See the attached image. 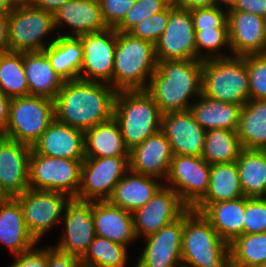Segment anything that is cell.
Instances as JSON below:
<instances>
[{
  "instance_id": "obj_48",
  "label": "cell",
  "mask_w": 266,
  "mask_h": 267,
  "mask_svg": "<svg viewBox=\"0 0 266 267\" xmlns=\"http://www.w3.org/2000/svg\"><path fill=\"white\" fill-rule=\"evenodd\" d=\"M228 11L249 12L266 19V0H236Z\"/></svg>"
},
{
  "instance_id": "obj_24",
  "label": "cell",
  "mask_w": 266,
  "mask_h": 267,
  "mask_svg": "<svg viewBox=\"0 0 266 267\" xmlns=\"http://www.w3.org/2000/svg\"><path fill=\"white\" fill-rule=\"evenodd\" d=\"M96 235L126 247L137 241L134 231L133 215L108 200L92 201Z\"/></svg>"
},
{
  "instance_id": "obj_21",
  "label": "cell",
  "mask_w": 266,
  "mask_h": 267,
  "mask_svg": "<svg viewBox=\"0 0 266 267\" xmlns=\"http://www.w3.org/2000/svg\"><path fill=\"white\" fill-rule=\"evenodd\" d=\"M173 156L169 140L160 130L129 150V169L163 182L167 178Z\"/></svg>"
},
{
  "instance_id": "obj_39",
  "label": "cell",
  "mask_w": 266,
  "mask_h": 267,
  "mask_svg": "<svg viewBox=\"0 0 266 267\" xmlns=\"http://www.w3.org/2000/svg\"><path fill=\"white\" fill-rule=\"evenodd\" d=\"M197 60L227 57L222 50L231 52L228 28L202 29L195 31Z\"/></svg>"
},
{
  "instance_id": "obj_40",
  "label": "cell",
  "mask_w": 266,
  "mask_h": 267,
  "mask_svg": "<svg viewBox=\"0 0 266 267\" xmlns=\"http://www.w3.org/2000/svg\"><path fill=\"white\" fill-rule=\"evenodd\" d=\"M171 3L172 0H136L133 7L114 29L117 32H129L136 24L164 11Z\"/></svg>"
},
{
  "instance_id": "obj_55",
  "label": "cell",
  "mask_w": 266,
  "mask_h": 267,
  "mask_svg": "<svg viewBox=\"0 0 266 267\" xmlns=\"http://www.w3.org/2000/svg\"><path fill=\"white\" fill-rule=\"evenodd\" d=\"M19 4H29L32 0H16Z\"/></svg>"
},
{
  "instance_id": "obj_12",
  "label": "cell",
  "mask_w": 266,
  "mask_h": 267,
  "mask_svg": "<svg viewBox=\"0 0 266 267\" xmlns=\"http://www.w3.org/2000/svg\"><path fill=\"white\" fill-rule=\"evenodd\" d=\"M210 167L201 156L174 155L164 185L173 189L180 200L192 208L208 190Z\"/></svg>"
},
{
  "instance_id": "obj_11",
  "label": "cell",
  "mask_w": 266,
  "mask_h": 267,
  "mask_svg": "<svg viewBox=\"0 0 266 267\" xmlns=\"http://www.w3.org/2000/svg\"><path fill=\"white\" fill-rule=\"evenodd\" d=\"M128 170L129 156L85 158L81 165L80 188L76 199L108 200Z\"/></svg>"
},
{
  "instance_id": "obj_18",
  "label": "cell",
  "mask_w": 266,
  "mask_h": 267,
  "mask_svg": "<svg viewBox=\"0 0 266 267\" xmlns=\"http://www.w3.org/2000/svg\"><path fill=\"white\" fill-rule=\"evenodd\" d=\"M32 147L0 135V192L16 197L29 188Z\"/></svg>"
},
{
  "instance_id": "obj_42",
  "label": "cell",
  "mask_w": 266,
  "mask_h": 267,
  "mask_svg": "<svg viewBox=\"0 0 266 267\" xmlns=\"http://www.w3.org/2000/svg\"><path fill=\"white\" fill-rule=\"evenodd\" d=\"M169 19V6L162 12L147 17L136 24L128 33L132 36L149 41L154 45L165 31Z\"/></svg>"
},
{
  "instance_id": "obj_44",
  "label": "cell",
  "mask_w": 266,
  "mask_h": 267,
  "mask_svg": "<svg viewBox=\"0 0 266 267\" xmlns=\"http://www.w3.org/2000/svg\"><path fill=\"white\" fill-rule=\"evenodd\" d=\"M191 10L195 31L228 28V10L219 6L196 7Z\"/></svg>"
},
{
  "instance_id": "obj_51",
  "label": "cell",
  "mask_w": 266,
  "mask_h": 267,
  "mask_svg": "<svg viewBox=\"0 0 266 267\" xmlns=\"http://www.w3.org/2000/svg\"><path fill=\"white\" fill-rule=\"evenodd\" d=\"M11 99L0 90V135L5 131L9 119Z\"/></svg>"
},
{
  "instance_id": "obj_49",
  "label": "cell",
  "mask_w": 266,
  "mask_h": 267,
  "mask_svg": "<svg viewBox=\"0 0 266 267\" xmlns=\"http://www.w3.org/2000/svg\"><path fill=\"white\" fill-rule=\"evenodd\" d=\"M172 4L181 9L217 6V0H172Z\"/></svg>"
},
{
  "instance_id": "obj_36",
  "label": "cell",
  "mask_w": 266,
  "mask_h": 267,
  "mask_svg": "<svg viewBox=\"0 0 266 267\" xmlns=\"http://www.w3.org/2000/svg\"><path fill=\"white\" fill-rule=\"evenodd\" d=\"M0 90L10 99L29 95L23 52L7 51L0 54Z\"/></svg>"
},
{
  "instance_id": "obj_6",
  "label": "cell",
  "mask_w": 266,
  "mask_h": 267,
  "mask_svg": "<svg viewBox=\"0 0 266 267\" xmlns=\"http://www.w3.org/2000/svg\"><path fill=\"white\" fill-rule=\"evenodd\" d=\"M202 95L243 106L250 96L246 56L202 60Z\"/></svg>"
},
{
  "instance_id": "obj_17",
  "label": "cell",
  "mask_w": 266,
  "mask_h": 267,
  "mask_svg": "<svg viewBox=\"0 0 266 267\" xmlns=\"http://www.w3.org/2000/svg\"><path fill=\"white\" fill-rule=\"evenodd\" d=\"M187 209L178 194L163 185L143 207L132 213L136 237L140 239L158 232Z\"/></svg>"
},
{
  "instance_id": "obj_34",
  "label": "cell",
  "mask_w": 266,
  "mask_h": 267,
  "mask_svg": "<svg viewBox=\"0 0 266 267\" xmlns=\"http://www.w3.org/2000/svg\"><path fill=\"white\" fill-rule=\"evenodd\" d=\"M244 197L236 162L216 163L210 167L206 194L196 204H212Z\"/></svg>"
},
{
  "instance_id": "obj_15",
  "label": "cell",
  "mask_w": 266,
  "mask_h": 267,
  "mask_svg": "<svg viewBox=\"0 0 266 267\" xmlns=\"http://www.w3.org/2000/svg\"><path fill=\"white\" fill-rule=\"evenodd\" d=\"M83 46V64L79 79L110 84L113 87L114 52L117 31H104L79 36Z\"/></svg>"
},
{
  "instance_id": "obj_30",
  "label": "cell",
  "mask_w": 266,
  "mask_h": 267,
  "mask_svg": "<svg viewBox=\"0 0 266 267\" xmlns=\"http://www.w3.org/2000/svg\"><path fill=\"white\" fill-rule=\"evenodd\" d=\"M85 158L129 156L119 123L114 117L84 131Z\"/></svg>"
},
{
  "instance_id": "obj_46",
  "label": "cell",
  "mask_w": 266,
  "mask_h": 267,
  "mask_svg": "<svg viewBox=\"0 0 266 267\" xmlns=\"http://www.w3.org/2000/svg\"><path fill=\"white\" fill-rule=\"evenodd\" d=\"M14 255V261L8 267H47L48 263V246L36 247Z\"/></svg>"
},
{
  "instance_id": "obj_13",
  "label": "cell",
  "mask_w": 266,
  "mask_h": 267,
  "mask_svg": "<svg viewBox=\"0 0 266 267\" xmlns=\"http://www.w3.org/2000/svg\"><path fill=\"white\" fill-rule=\"evenodd\" d=\"M61 224L63 232L54 247L81 259L96 236L92 201L70 198L65 205Z\"/></svg>"
},
{
  "instance_id": "obj_25",
  "label": "cell",
  "mask_w": 266,
  "mask_h": 267,
  "mask_svg": "<svg viewBox=\"0 0 266 267\" xmlns=\"http://www.w3.org/2000/svg\"><path fill=\"white\" fill-rule=\"evenodd\" d=\"M192 209L200 212L228 244L243 235L245 196L212 204H195Z\"/></svg>"
},
{
  "instance_id": "obj_56",
  "label": "cell",
  "mask_w": 266,
  "mask_h": 267,
  "mask_svg": "<svg viewBox=\"0 0 266 267\" xmlns=\"http://www.w3.org/2000/svg\"><path fill=\"white\" fill-rule=\"evenodd\" d=\"M255 267H266V263L257 265V266H255Z\"/></svg>"
},
{
  "instance_id": "obj_19",
  "label": "cell",
  "mask_w": 266,
  "mask_h": 267,
  "mask_svg": "<svg viewBox=\"0 0 266 267\" xmlns=\"http://www.w3.org/2000/svg\"><path fill=\"white\" fill-rule=\"evenodd\" d=\"M161 131L174 155L201 156L206 130L196 122L190 110L162 114Z\"/></svg>"
},
{
  "instance_id": "obj_28",
  "label": "cell",
  "mask_w": 266,
  "mask_h": 267,
  "mask_svg": "<svg viewBox=\"0 0 266 267\" xmlns=\"http://www.w3.org/2000/svg\"><path fill=\"white\" fill-rule=\"evenodd\" d=\"M23 68L29 95L56 98L65 80L52 68L44 51L23 52Z\"/></svg>"
},
{
  "instance_id": "obj_22",
  "label": "cell",
  "mask_w": 266,
  "mask_h": 267,
  "mask_svg": "<svg viewBox=\"0 0 266 267\" xmlns=\"http://www.w3.org/2000/svg\"><path fill=\"white\" fill-rule=\"evenodd\" d=\"M53 16L56 31L64 24L70 28L71 33H62L61 36L79 37L109 28L104 21L99 0H70Z\"/></svg>"
},
{
  "instance_id": "obj_9",
  "label": "cell",
  "mask_w": 266,
  "mask_h": 267,
  "mask_svg": "<svg viewBox=\"0 0 266 267\" xmlns=\"http://www.w3.org/2000/svg\"><path fill=\"white\" fill-rule=\"evenodd\" d=\"M82 162L40 155L32 149L29 158V188L58 191L76 198L80 188Z\"/></svg>"
},
{
  "instance_id": "obj_23",
  "label": "cell",
  "mask_w": 266,
  "mask_h": 267,
  "mask_svg": "<svg viewBox=\"0 0 266 267\" xmlns=\"http://www.w3.org/2000/svg\"><path fill=\"white\" fill-rule=\"evenodd\" d=\"M32 149L44 156L84 160V131L54 120L32 145Z\"/></svg>"
},
{
  "instance_id": "obj_41",
  "label": "cell",
  "mask_w": 266,
  "mask_h": 267,
  "mask_svg": "<svg viewBox=\"0 0 266 267\" xmlns=\"http://www.w3.org/2000/svg\"><path fill=\"white\" fill-rule=\"evenodd\" d=\"M251 100L266 99V53L246 55Z\"/></svg>"
},
{
  "instance_id": "obj_54",
  "label": "cell",
  "mask_w": 266,
  "mask_h": 267,
  "mask_svg": "<svg viewBox=\"0 0 266 267\" xmlns=\"http://www.w3.org/2000/svg\"><path fill=\"white\" fill-rule=\"evenodd\" d=\"M235 2L236 0H217V6L228 10L234 5Z\"/></svg>"
},
{
  "instance_id": "obj_50",
  "label": "cell",
  "mask_w": 266,
  "mask_h": 267,
  "mask_svg": "<svg viewBox=\"0 0 266 267\" xmlns=\"http://www.w3.org/2000/svg\"><path fill=\"white\" fill-rule=\"evenodd\" d=\"M70 0H32L30 3L35 8L54 14L60 7Z\"/></svg>"
},
{
  "instance_id": "obj_3",
  "label": "cell",
  "mask_w": 266,
  "mask_h": 267,
  "mask_svg": "<svg viewBox=\"0 0 266 267\" xmlns=\"http://www.w3.org/2000/svg\"><path fill=\"white\" fill-rule=\"evenodd\" d=\"M182 267H231L229 244L192 208L184 212Z\"/></svg>"
},
{
  "instance_id": "obj_32",
  "label": "cell",
  "mask_w": 266,
  "mask_h": 267,
  "mask_svg": "<svg viewBox=\"0 0 266 267\" xmlns=\"http://www.w3.org/2000/svg\"><path fill=\"white\" fill-rule=\"evenodd\" d=\"M237 135L243 149L266 150V99H249L241 107Z\"/></svg>"
},
{
  "instance_id": "obj_52",
  "label": "cell",
  "mask_w": 266,
  "mask_h": 267,
  "mask_svg": "<svg viewBox=\"0 0 266 267\" xmlns=\"http://www.w3.org/2000/svg\"><path fill=\"white\" fill-rule=\"evenodd\" d=\"M9 51L8 15L0 13V54Z\"/></svg>"
},
{
  "instance_id": "obj_53",
  "label": "cell",
  "mask_w": 266,
  "mask_h": 267,
  "mask_svg": "<svg viewBox=\"0 0 266 267\" xmlns=\"http://www.w3.org/2000/svg\"><path fill=\"white\" fill-rule=\"evenodd\" d=\"M16 0H0V13L10 14L17 6Z\"/></svg>"
},
{
  "instance_id": "obj_57",
  "label": "cell",
  "mask_w": 266,
  "mask_h": 267,
  "mask_svg": "<svg viewBox=\"0 0 266 267\" xmlns=\"http://www.w3.org/2000/svg\"><path fill=\"white\" fill-rule=\"evenodd\" d=\"M5 197L3 196V194L0 192V201H2Z\"/></svg>"
},
{
  "instance_id": "obj_35",
  "label": "cell",
  "mask_w": 266,
  "mask_h": 267,
  "mask_svg": "<svg viewBox=\"0 0 266 267\" xmlns=\"http://www.w3.org/2000/svg\"><path fill=\"white\" fill-rule=\"evenodd\" d=\"M243 147L237 131L227 129L206 130L201 157L210 165L236 162Z\"/></svg>"
},
{
  "instance_id": "obj_43",
  "label": "cell",
  "mask_w": 266,
  "mask_h": 267,
  "mask_svg": "<svg viewBox=\"0 0 266 267\" xmlns=\"http://www.w3.org/2000/svg\"><path fill=\"white\" fill-rule=\"evenodd\" d=\"M262 232H266V197L245 196L243 234Z\"/></svg>"
},
{
  "instance_id": "obj_5",
  "label": "cell",
  "mask_w": 266,
  "mask_h": 267,
  "mask_svg": "<svg viewBox=\"0 0 266 267\" xmlns=\"http://www.w3.org/2000/svg\"><path fill=\"white\" fill-rule=\"evenodd\" d=\"M113 117L129 150L161 130L162 113L145 90L117 91Z\"/></svg>"
},
{
  "instance_id": "obj_29",
  "label": "cell",
  "mask_w": 266,
  "mask_h": 267,
  "mask_svg": "<svg viewBox=\"0 0 266 267\" xmlns=\"http://www.w3.org/2000/svg\"><path fill=\"white\" fill-rule=\"evenodd\" d=\"M241 107V105L215 100L201 94L189 110L204 130L237 131Z\"/></svg>"
},
{
  "instance_id": "obj_4",
  "label": "cell",
  "mask_w": 266,
  "mask_h": 267,
  "mask_svg": "<svg viewBox=\"0 0 266 267\" xmlns=\"http://www.w3.org/2000/svg\"><path fill=\"white\" fill-rule=\"evenodd\" d=\"M156 67L153 43L128 32H117L113 66V88L116 91L145 90Z\"/></svg>"
},
{
  "instance_id": "obj_45",
  "label": "cell",
  "mask_w": 266,
  "mask_h": 267,
  "mask_svg": "<svg viewBox=\"0 0 266 267\" xmlns=\"http://www.w3.org/2000/svg\"><path fill=\"white\" fill-rule=\"evenodd\" d=\"M136 0H99L104 21L109 28H115L133 7Z\"/></svg>"
},
{
  "instance_id": "obj_10",
  "label": "cell",
  "mask_w": 266,
  "mask_h": 267,
  "mask_svg": "<svg viewBox=\"0 0 266 267\" xmlns=\"http://www.w3.org/2000/svg\"><path fill=\"white\" fill-rule=\"evenodd\" d=\"M20 204L27 229L39 242L53 227L61 224L67 194L58 191L28 188L14 197Z\"/></svg>"
},
{
  "instance_id": "obj_8",
  "label": "cell",
  "mask_w": 266,
  "mask_h": 267,
  "mask_svg": "<svg viewBox=\"0 0 266 267\" xmlns=\"http://www.w3.org/2000/svg\"><path fill=\"white\" fill-rule=\"evenodd\" d=\"M54 31L56 32L53 14L35 8L30 3L18 4L8 14L9 51H43L57 39V36H51ZM49 35L52 39L45 41V37L49 38Z\"/></svg>"
},
{
  "instance_id": "obj_20",
  "label": "cell",
  "mask_w": 266,
  "mask_h": 267,
  "mask_svg": "<svg viewBox=\"0 0 266 267\" xmlns=\"http://www.w3.org/2000/svg\"><path fill=\"white\" fill-rule=\"evenodd\" d=\"M231 53L234 56L266 53V19L249 12L228 11Z\"/></svg>"
},
{
  "instance_id": "obj_16",
  "label": "cell",
  "mask_w": 266,
  "mask_h": 267,
  "mask_svg": "<svg viewBox=\"0 0 266 267\" xmlns=\"http://www.w3.org/2000/svg\"><path fill=\"white\" fill-rule=\"evenodd\" d=\"M184 213L158 232L144 237L145 247L135 267H182Z\"/></svg>"
},
{
  "instance_id": "obj_47",
  "label": "cell",
  "mask_w": 266,
  "mask_h": 267,
  "mask_svg": "<svg viewBox=\"0 0 266 267\" xmlns=\"http://www.w3.org/2000/svg\"><path fill=\"white\" fill-rule=\"evenodd\" d=\"M81 259L64 253L57 248L48 246V263L47 267H82Z\"/></svg>"
},
{
  "instance_id": "obj_37",
  "label": "cell",
  "mask_w": 266,
  "mask_h": 267,
  "mask_svg": "<svg viewBox=\"0 0 266 267\" xmlns=\"http://www.w3.org/2000/svg\"><path fill=\"white\" fill-rule=\"evenodd\" d=\"M231 267H255L266 263V232L243 234L230 244Z\"/></svg>"
},
{
  "instance_id": "obj_26",
  "label": "cell",
  "mask_w": 266,
  "mask_h": 267,
  "mask_svg": "<svg viewBox=\"0 0 266 267\" xmlns=\"http://www.w3.org/2000/svg\"><path fill=\"white\" fill-rule=\"evenodd\" d=\"M160 179L128 170L114 187L108 201L133 213L143 207L164 185Z\"/></svg>"
},
{
  "instance_id": "obj_2",
  "label": "cell",
  "mask_w": 266,
  "mask_h": 267,
  "mask_svg": "<svg viewBox=\"0 0 266 267\" xmlns=\"http://www.w3.org/2000/svg\"><path fill=\"white\" fill-rule=\"evenodd\" d=\"M145 91L162 114L189 110L202 94V60L157 61Z\"/></svg>"
},
{
  "instance_id": "obj_1",
  "label": "cell",
  "mask_w": 266,
  "mask_h": 267,
  "mask_svg": "<svg viewBox=\"0 0 266 267\" xmlns=\"http://www.w3.org/2000/svg\"><path fill=\"white\" fill-rule=\"evenodd\" d=\"M116 93L106 83L65 81L54 99L55 120L82 131L107 122L114 115Z\"/></svg>"
},
{
  "instance_id": "obj_14",
  "label": "cell",
  "mask_w": 266,
  "mask_h": 267,
  "mask_svg": "<svg viewBox=\"0 0 266 267\" xmlns=\"http://www.w3.org/2000/svg\"><path fill=\"white\" fill-rule=\"evenodd\" d=\"M157 61L197 60L191 10L169 5L168 25L155 44Z\"/></svg>"
},
{
  "instance_id": "obj_38",
  "label": "cell",
  "mask_w": 266,
  "mask_h": 267,
  "mask_svg": "<svg viewBox=\"0 0 266 267\" xmlns=\"http://www.w3.org/2000/svg\"><path fill=\"white\" fill-rule=\"evenodd\" d=\"M128 247L96 235L87 252L81 258L84 266L126 267Z\"/></svg>"
},
{
  "instance_id": "obj_7",
  "label": "cell",
  "mask_w": 266,
  "mask_h": 267,
  "mask_svg": "<svg viewBox=\"0 0 266 267\" xmlns=\"http://www.w3.org/2000/svg\"><path fill=\"white\" fill-rule=\"evenodd\" d=\"M54 120V100L32 95L13 98L8 123L1 135L32 147Z\"/></svg>"
},
{
  "instance_id": "obj_33",
  "label": "cell",
  "mask_w": 266,
  "mask_h": 267,
  "mask_svg": "<svg viewBox=\"0 0 266 267\" xmlns=\"http://www.w3.org/2000/svg\"><path fill=\"white\" fill-rule=\"evenodd\" d=\"M236 165L244 196L266 197V150L243 149Z\"/></svg>"
},
{
  "instance_id": "obj_31",
  "label": "cell",
  "mask_w": 266,
  "mask_h": 267,
  "mask_svg": "<svg viewBox=\"0 0 266 267\" xmlns=\"http://www.w3.org/2000/svg\"><path fill=\"white\" fill-rule=\"evenodd\" d=\"M55 72L65 81L79 79L83 64V46L79 37L57 36L43 50Z\"/></svg>"
},
{
  "instance_id": "obj_27",
  "label": "cell",
  "mask_w": 266,
  "mask_h": 267,
  "mask_svg": "<svg viewBox=\"0 0 266 267\" xmlns=\"http://www.w3.org/2000/svg\"><path fill=\"white\" fill-rule=\"evenodd\" d=\"M37 243L27 229L19 202L5 197L0 201V244L18 255Z\"/></svg>"
}]
</instances>
